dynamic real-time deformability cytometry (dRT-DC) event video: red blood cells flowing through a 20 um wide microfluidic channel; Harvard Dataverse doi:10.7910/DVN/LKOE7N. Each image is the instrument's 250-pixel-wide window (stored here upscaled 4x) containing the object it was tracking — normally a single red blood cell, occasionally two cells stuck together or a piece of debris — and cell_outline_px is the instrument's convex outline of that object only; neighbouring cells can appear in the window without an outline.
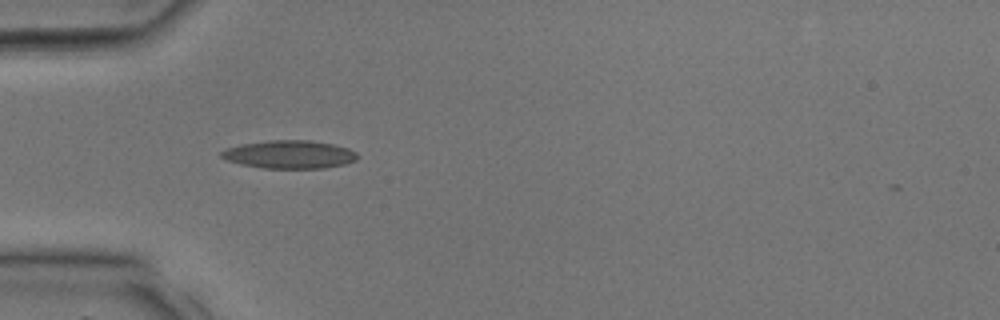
{"species": "common noctule bat (a hibernating species)", "species_latin": "Nyctalus noctula", "temperature_condition": "room temperature", "stored_images_in_passage": 23, "camera_frame_rate_fps": 3000, "um_per_image_px": 0.085, "animal": {"sex": "male", "body_mass_g": 17.9, "forearm_length_mm": 54.2}, "frame": {"image": 1, "passage_image": 1, "time_ms": 0.0, "image_size_px": [1000, 320], "cell_outline_px": [[360, 156], [356, 160], [344, 164], [324, 168], [264, 168], [240, 164], [228, 160], [220, 156], [220, 152], [224, 148], [244, 144], [272, 140], [308, 140], [332, 144], [348, 148], [356, 152]], "centroid_in_image_um": [24.61, 13.13], "position_along_channel_um": 60.4, "area_um2": 22.2}}
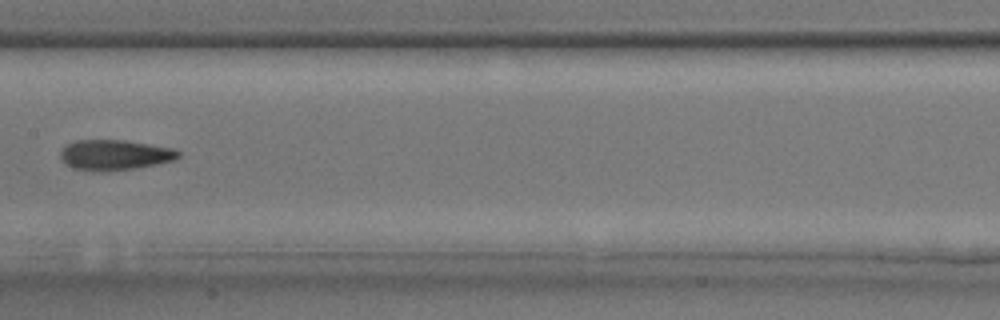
{"frame": {"image": 2, "passage_image": 8, "time_ms": 2.333, "image_size_px": [1000, 320], "cell_outline_px": [[180, 156], [176, 160], [136, 168], [108, 172], [100, 172], [72, 168], [64, 164], [60, 156], [60, 152], [68, 144], [76, 140], [124, 140], [176, 148], [180, 152]], "centroid_in_image_um": [9.77, 13.18], "position_along_channel_um": 197.6, "area_um2": 21.15}}
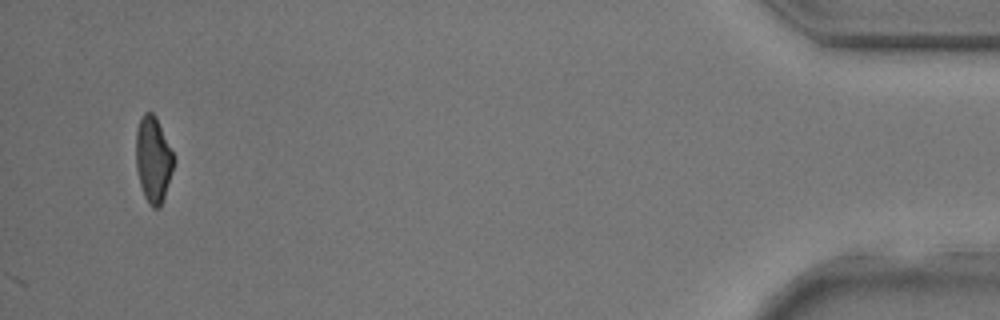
{"frame": {"image": 3, "passage_image": 23, "time_ms": 7.333, "image_size_px": [1000, 320], "cell_outline_px": [[176, 160], [160, 208], [152, 208], [148, 204], [144, 196], [140, 184], [136, 168], [136, 132], [140, 120], [144, 112], [152, 112], [156, 116]], "centroid_in_image_um": [13.02, 13.57], "position_along_channel_um": 422.2, "area_um2": 18.9}}